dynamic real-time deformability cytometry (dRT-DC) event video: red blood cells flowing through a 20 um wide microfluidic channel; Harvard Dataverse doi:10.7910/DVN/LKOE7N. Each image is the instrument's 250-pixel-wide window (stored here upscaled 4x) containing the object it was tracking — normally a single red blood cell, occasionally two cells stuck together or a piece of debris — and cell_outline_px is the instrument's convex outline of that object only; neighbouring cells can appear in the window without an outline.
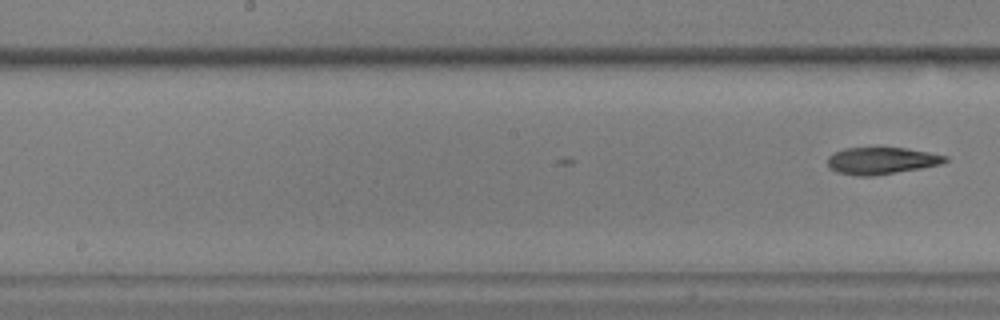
{"species": "common noctule bat (a hibernating species)", "species_latin": "Nyctalus noctula", "temperature_condition": "warm", "stored_images_in_passage": 22, "camera_frame_rate_fps": 3000, "um_per_image_px": 0.085, "animal": {"sex": "male", "body_mass_g": 17.9, "forearm_length_mm": 54.2}, "frame": {"image": 1, "passage_image": 22, "time_ms": 7.0, "image_size_px": [1000, 320], "cell_outline_px": [[948, 160], [940, 164], [920, 168], [872, 176], [856, 176], [836, 172], [828, 168], [828, 156], [844, 148], [904, 148], [928, 152], [948, 156]], "centroid_in_image_um": [74.89, 13.67], "position_along_channel_um": 173.3, "area_um2": 18.32}}